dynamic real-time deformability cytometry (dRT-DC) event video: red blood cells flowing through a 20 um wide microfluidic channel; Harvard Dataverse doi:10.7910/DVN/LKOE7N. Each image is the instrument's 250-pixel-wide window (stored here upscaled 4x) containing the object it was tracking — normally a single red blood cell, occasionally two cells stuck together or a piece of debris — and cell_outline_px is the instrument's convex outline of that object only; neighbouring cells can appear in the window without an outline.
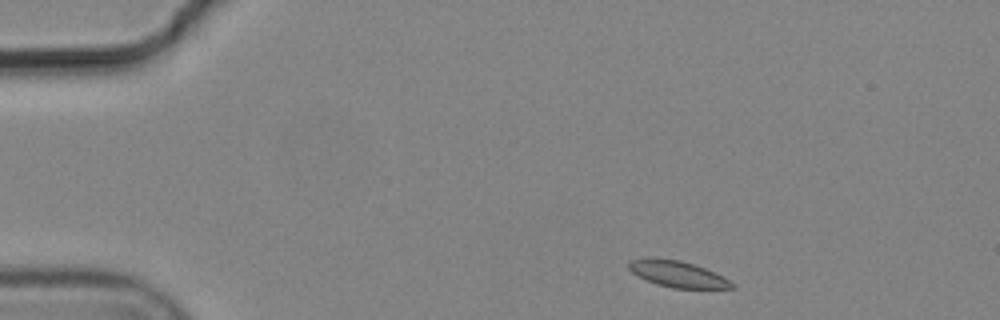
{"species": "common noctule bat (a hibernating species)", "species_latin": "Nyctalus noctula", "temperature_condition": "cold", "stored_images_in_passage": 3, "camera_frame_rate_fps": 3000, "um_per_image_px": 0.085, "animal": {"sex": "male", "body_mass_g": 19.2, "forearm_length_mm": 51.8}, "frame": {"image": 1, "passage_image": 1, "time_ms": 0.0, "image_size_px": [1000, 320], "cell_outline_px": [[736, 288], [672, 288], [656, 284], [632, 272], [628, 268], [628, 260], [644, 256], [652, 256], [680, 260], [704, 268], [736, 284]], "centroid_in_image_um": [57.52, 23.26], "position_along_channel_um": 27.5, "area_um2": 15.84}}